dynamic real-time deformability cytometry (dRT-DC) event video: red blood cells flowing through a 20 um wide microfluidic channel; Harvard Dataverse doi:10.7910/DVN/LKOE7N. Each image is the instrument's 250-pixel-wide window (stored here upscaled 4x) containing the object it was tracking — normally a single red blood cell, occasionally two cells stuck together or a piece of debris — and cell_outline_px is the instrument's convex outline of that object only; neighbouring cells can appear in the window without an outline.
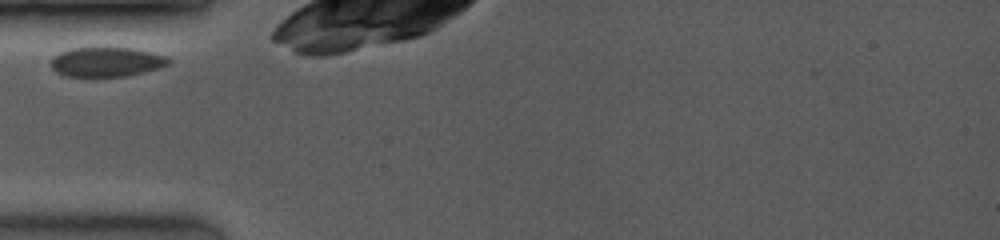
{"species": "common noctule bat (a hibernating species)", "species_latin": "Nyctalus noctula", "temperature_condition": "room temperature", "stored_images_in_passage": 12, "camera_frame_rate_fps": 3500, "um_per_image_px": 0.085, "animal": {"sex": "female", "body_mass_g": 19.0, "forearm_length_mm": 53.3}, "frame": {"image": 1, "passage_image": 1, "time_ms": 0.0, "image_size_px": [1000, 240], "cell_outline_px": [[172, 60], [168, 64], [160, 68], [144, 72], [124, 76], [64, 76], [56, 72], [48, 64], [60, 52], [72, 48], [132, 48], [164, 56]], "centroid_in_image_um": [9.03, 5.27], "position_along_channel_um": 76.0, "area_um2": 20.0}}